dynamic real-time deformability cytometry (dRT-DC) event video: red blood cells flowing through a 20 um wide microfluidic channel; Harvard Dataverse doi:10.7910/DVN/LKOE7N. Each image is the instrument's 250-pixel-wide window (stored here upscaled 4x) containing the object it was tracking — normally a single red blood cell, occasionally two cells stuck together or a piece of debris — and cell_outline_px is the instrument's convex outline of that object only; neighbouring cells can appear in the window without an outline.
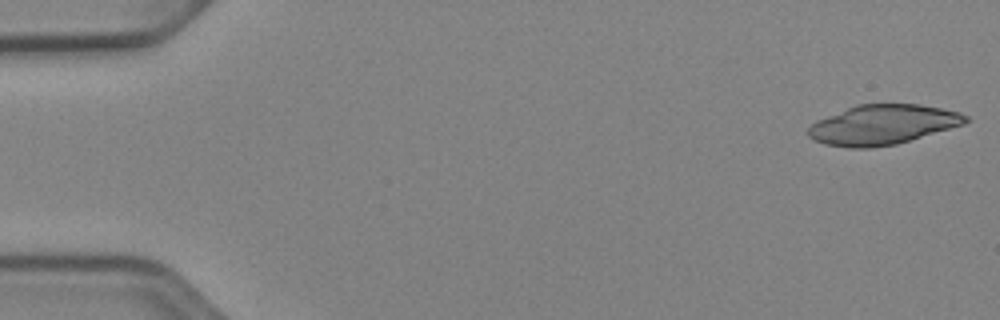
{"species": "Egyptian fruit bat (a non-hibernating species)", "species_latin": "Rousettus aegyptiacus", "temperature_condition": "cold", "stored_images_in_passage": 16, "camera_frame_rate_fps": 3000, "um_per_image_px": 0.085, "animal": {"sex": "female"}, "frame": {"image": 1, "passage_image": 1, "time_ms": 0.0, "image_size_px": [1000, 320], "cell_outline_px": [[968, 120], [964, 124], [896, 144], [868, 148], [848, 148], [824, 144], [808, 136], [808, 128], [816, 120], [856, 104], [920, 104], [960, 112], [968, 116]], "centroid_in_image_um": [75.0, 10.59], "position_along_channel_um": 10.0, "area_um2": 36.36}}